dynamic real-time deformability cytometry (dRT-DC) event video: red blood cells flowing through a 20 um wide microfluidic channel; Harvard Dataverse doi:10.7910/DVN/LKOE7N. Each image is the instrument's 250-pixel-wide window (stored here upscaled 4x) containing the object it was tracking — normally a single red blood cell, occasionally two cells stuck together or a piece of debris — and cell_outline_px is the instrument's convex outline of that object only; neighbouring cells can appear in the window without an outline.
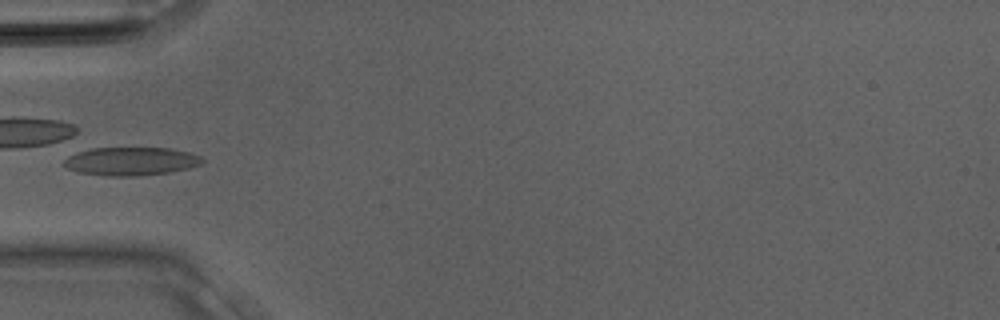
{"species": "Egyptian fruit bat (a non-hibernating species)", "species_latin": "Rousettus aegyptiacus", "temperature_condition": "room temperature", "stored_images_in_passage": 9, "camera_frame_rate_fps": 3000, "um_per_image_px": 0.085, "animal": {"sex": "male"}, "frame": {"image": 1, "passage_image": 6, "time_ms": 1.667, "image_size_px": [1000, 320], "cell_outline_px": [[204, 164], [188, 168], [168, 172], [140, 176], [108, 176], [80, 172], [68, 168], [60, 164], [76, 148], [168, 148], [188, 152], [200, 156], [204, 160]], "centroid_in_image_um": [11.06, 13.69], "position_along_channel_um": 73.9, "area_um2": 23.18}}